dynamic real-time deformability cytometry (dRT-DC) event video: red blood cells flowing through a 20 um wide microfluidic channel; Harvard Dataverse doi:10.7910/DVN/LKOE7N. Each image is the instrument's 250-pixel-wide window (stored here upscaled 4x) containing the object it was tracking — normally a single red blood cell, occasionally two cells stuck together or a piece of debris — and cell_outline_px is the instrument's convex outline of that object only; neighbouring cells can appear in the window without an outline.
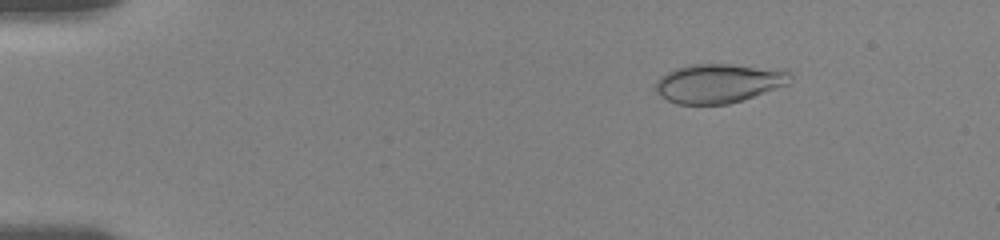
{"species": "human", "species_latin": "Homo sapiens", "temperature_condition": "room temperature", "stored_images_in_passage": 63, "camera_frame_rate_fps": 3000, "um_per_image_px": 0.085, "donor": {"sex": "female"}, "frame": {"image": 1, "passage_image": 9, "time_ms": 2.333, "image_size_px": [1000, 240], "cell_outline_px": [[792, 76], [788, 84], [744, 100], [728, 104], [676, 104], [660, 96], [656, 92], [656, 80], [660, 76], [676, 68], [692, 64], [732, 64], [788, 72]], "centroid_in_image_um": [61.02, 7.1], "position_along_channel_um": 24.0, "area_um2": 30.35}}
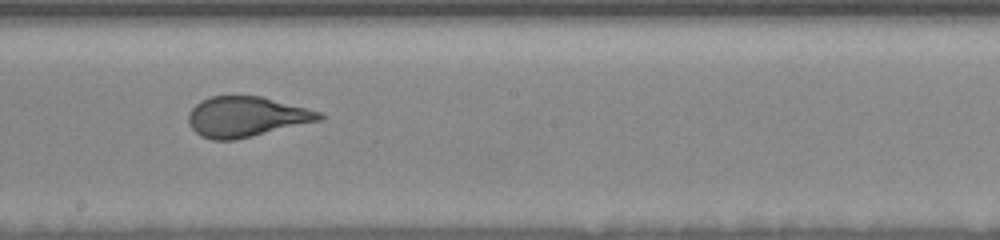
{"frame": {"image": 2, "passage_image": 36, "time_ms": 10.333, "image_size_px": [1000, 240], "cell_outline_px": [[324, 116], [320, 120], [236, 140], [212, 140], [200, 136], [188, 124], [188, 112], [200, 100], [212, 96], [260, 96], [324, 112]], "centroid_in_image_um": [20.92, 9.92], "position_along_channel_um": 227.3, "area_um2": 30.75}}
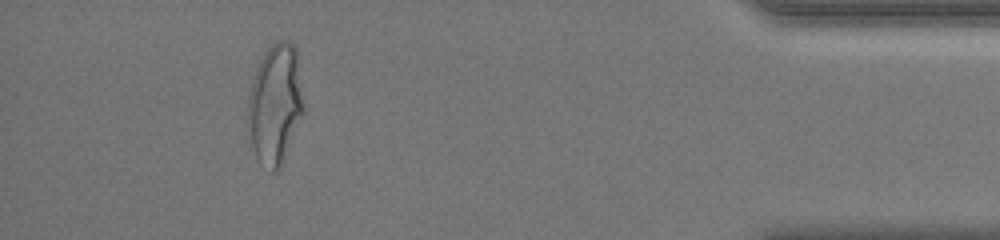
{"frame": {"image": 3, "passage_image": 58, "time_ms": 16.667, "image_size_px": [1000, 240], "cell_outline_px": [[304, 108], [284, 160], [280, 168], [276, 172], [272, 172], [260, 164], [248, 148], [244, 136], [248, 96], [252, 80], [256, 68], [264, 52], [276, 40], [284, 40], [292, 44], [296, 48]], "centroid_in_image_um": [23.3, 8.95], "position_along_channel_um": 411.9, "area_um2": 40.11}, "authors_computed_cell_mechanics": {"area_um2": 31.2698, "velocity_mm_per_s": 3.6707, "shape_relaxation_time_tau1_ms": 6.2362, "shape_relaxation_time_tau2_ms": null, "deformation_change_tau1": 0.2044, "deformation_change_tau2": null}}